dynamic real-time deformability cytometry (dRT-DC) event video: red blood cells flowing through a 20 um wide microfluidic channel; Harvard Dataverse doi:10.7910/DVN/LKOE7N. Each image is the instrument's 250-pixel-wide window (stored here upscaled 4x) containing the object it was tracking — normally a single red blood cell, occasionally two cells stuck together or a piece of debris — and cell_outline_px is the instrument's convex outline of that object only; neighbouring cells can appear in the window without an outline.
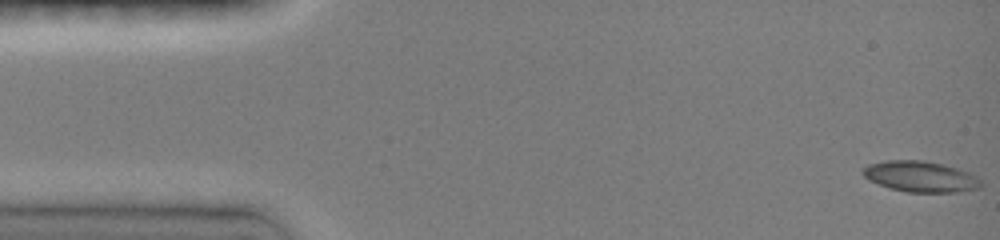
{"species": "common noctule bat (a hibernating species)", "species_latin": "Nyctalus noctula", "temperature_condition": "room temperature", "stored_images_in_passage": 5, "camera_frame_rate_fps": 3000, "um_per_image_px": 0.085, "animal": {"sex": "female", "body_mass_g": 19.0, "forearm_length_mm": 51.5}, "frame": {"image": 1, "passage_image": 1, "time_ms": 0.0, "image_size_px": [1000, 240], "cell_outline_px": [[984, 184], [980, 188], [956, 192], [908, 192], [888, 188], [868, 180], [860, 172], [868, 164], [884, 160], [924, 160], [944, 164], [968, 172], [976, 176]], "centroid_in_image_um": [78.22, 15.0], "position_along_channel_um": 6.8, "area_um2": 21.44}}
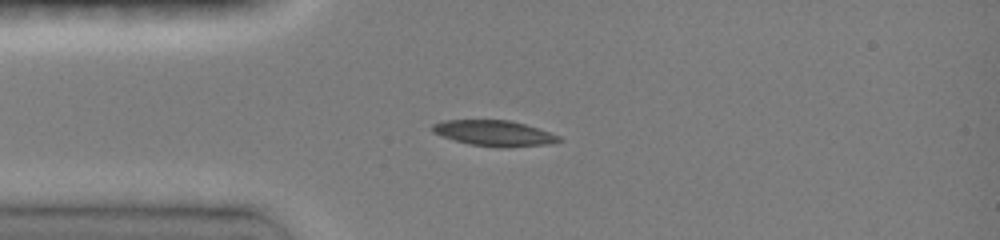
{"frame": {"image": 2, "passage_image": 4, "time_ms": 3.667, "image_size_px": [1000, 240], "cell_outline_px": [[564, 140], [552, 144], [500, 148], [472, 144], [456, 140], [432, 132], [432, 124], [444, 120], [508, 120], [524, 124], [560, 136]], "centroid_in_image_um": [42.04, 11.32], "position_along_channel_um": 43.0, "area_um2": 18.73}}